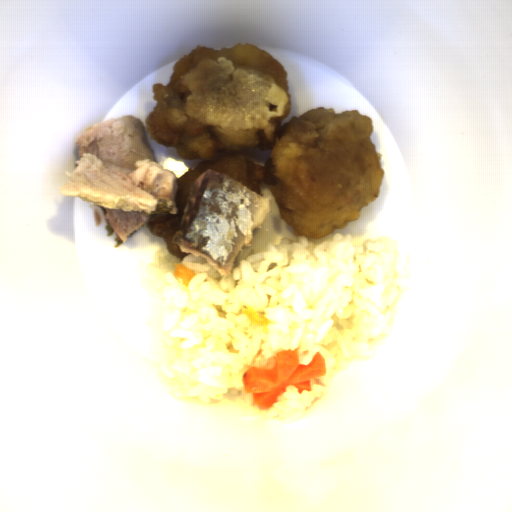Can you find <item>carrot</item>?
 Returning a JSON list of instances; mask_svg holds the SVG:
<instances>
[{
  "instance_id": "1",
  "label": "carrot",
  "mask_w": 512,
  "mask_h": 512,
  "mask_svg": "<svg viewBox=\"0 0 512 512\" xmlns=\"http://www.w3.org/2000/svg\"><path fill=\"white\" fill-rule=\"evenodd\" d=\"M327 372L326 359L317 352L311 362H300L298 351L284 350L275 354L271 369L251 367L242 377L245 393H253L255 402L261 409L275 404L288 386L297 388L299 394L304 390L311 392L312 379L322 377Z\"/></svg>"
},
{
  "instance_id": "2",
  "label": "carrot",
  "mask_w": 512,
  "mask_h": 512,
  "mask_svg": "<svg viewBox=\"0 0 512 512\" xmlns=\"http://www.w3.org/2000/svg\"><path fill=\"white\" fill-rule=\"evenodd\" d=\"M196 273L182 263H174V279L184 287H188L189 282L195 277Z\"/></svg>"
}]
</instances>
